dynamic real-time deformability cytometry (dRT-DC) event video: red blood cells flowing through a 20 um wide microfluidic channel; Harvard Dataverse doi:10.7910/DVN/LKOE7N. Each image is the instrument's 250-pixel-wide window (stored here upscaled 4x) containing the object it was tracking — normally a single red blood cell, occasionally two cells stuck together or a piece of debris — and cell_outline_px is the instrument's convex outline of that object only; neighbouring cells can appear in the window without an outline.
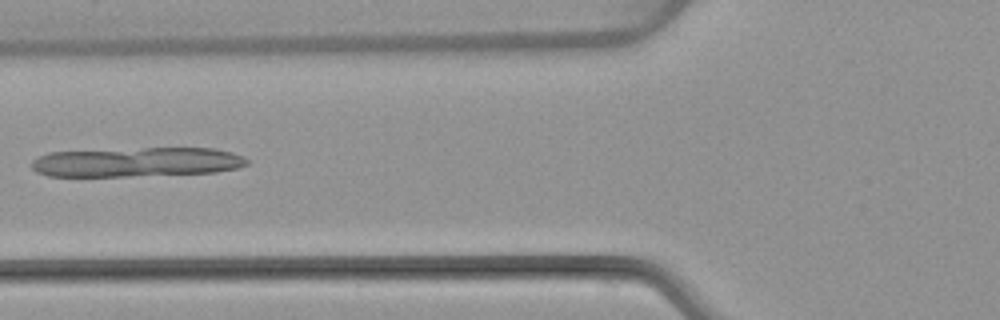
{"species": "common noctule bat (a hibernating species)", "species_latin": "Nyctalus noctula", "temperature_condition": "warm", "stored_images_in_passage": 4, "camera_frame_rate_fps": 3000, "um_per_image_px": 0.085, "animal": {"sex": "female", "body_mass_g": 22.7, "forearm_length_mm": 54.2}, "frame": {"image": 1, "passage_image": 3, "time_ms": 2.333, "image_size_px": [1000, 320], "cell_outline_px": [[248, 164], [236, 168], [216, 172], [128, 176], [48, 176], [36, 172], [32, 168], [32, 160], [48, 152], [144, 148], [216, 148], [232, 152], [244, 156], [248, 160]], "centroid_in_image_um": [11.64, 13.77], "position_along_channel_um": 114.2, "area_um2": 36.99}}
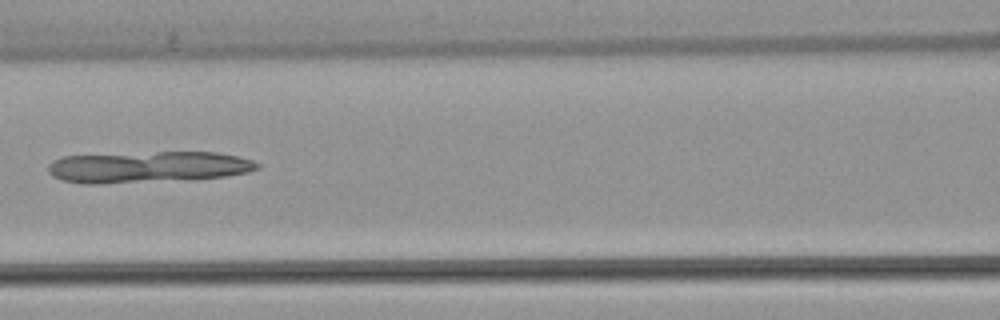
{"frame": {"image": 2, "passage_image": 4, "time_ms": 3.333, "image_size_px": [1000, 320], "cell_outline_px": [[260, 168], [248, 172], [224, 176], [100, 184], [80, 184], [64, 180], [52, 176], [48, 172], [48, 164], [52, 160], [64, 156], [156, 152], [216, 152], [236, 156], [252, 160], [260, 164]], "centroid_in_image_um": [12.52, 14.19], "position_along_channel_um": 154.1, "area_um2": 37.74}}